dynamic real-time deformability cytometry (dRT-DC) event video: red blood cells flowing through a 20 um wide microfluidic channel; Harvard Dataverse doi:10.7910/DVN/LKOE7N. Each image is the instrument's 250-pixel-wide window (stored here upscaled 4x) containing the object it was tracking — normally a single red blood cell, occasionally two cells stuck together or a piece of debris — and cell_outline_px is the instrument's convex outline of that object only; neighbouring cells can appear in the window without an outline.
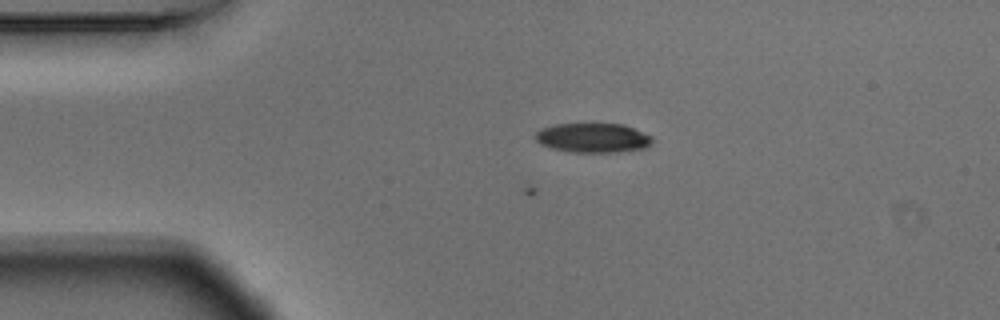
{"species": "Egyptian fruit bat (a non-hibernating species)", "species_latin": "Rousettus aegyptiacus", "temperature_condition": "warm", "stored_images_in_passage": 2, "camera_frame_rate_fps": 3000, "um_per_image_px": 0.085, "animal": {"sex": "male"}, "frame": {"image": 1, "passage_image": 2, "time_ms": 0.333, "image_size_px": [1000, 320], "cell_outline_px": [[656, 140], [648, 148], [616, 152], [572, 152], [552, 148], [540, 144], [532, 136], [540, 128], [556, 124], [624, 124], [652, 136]], "centroid_in_image_um": [50.42, 11.72], "position_along_channel_um": 34.6, "area_um2": 20.35}}